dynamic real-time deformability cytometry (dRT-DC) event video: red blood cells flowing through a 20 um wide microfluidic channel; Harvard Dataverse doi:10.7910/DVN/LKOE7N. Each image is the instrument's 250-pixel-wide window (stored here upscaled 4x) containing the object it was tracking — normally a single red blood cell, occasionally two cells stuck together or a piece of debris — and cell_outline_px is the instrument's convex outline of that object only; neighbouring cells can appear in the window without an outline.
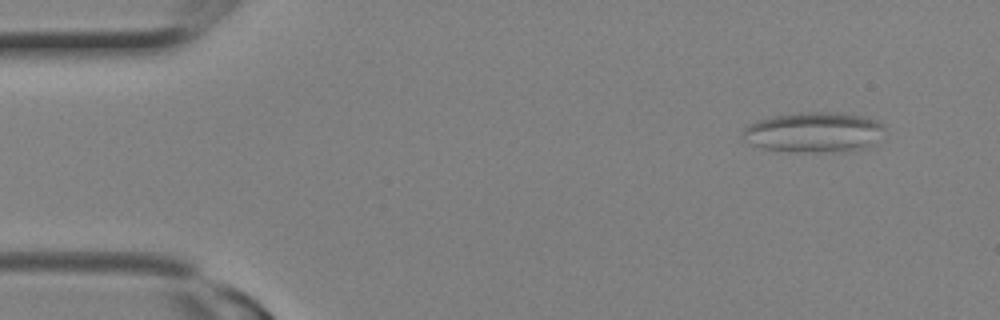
{"species": "Egyptian fruit bat (a non-hibernating species)", "species_latin": "Rousettus aegyptiacus", "temperature_condition": "room temperature", "stored_images_in_passage": 8, "camera_frame_rate_fps": 3000, "um_per_image_px": 0.085, "animal": {"sex": "female"}, "frame": {"image": 1, "passage_image": 2, "time_ms": 0.333, "image_size_px": [1000, 320], "cell_outline_px": [[884, 128], [876, 144], [868, 148], [852, 152], [788, 152], [764, 148], [748, 144], [744, 140], [744, 128], [748, 124], [760, 120], [776, 116], [800, 112], [836, 112], [860, 116], [876, 120]], "centroid_in_image_um": [69.21, 11.27], "position_along_channel_um": 15.8, "area_um2": 33.58}}